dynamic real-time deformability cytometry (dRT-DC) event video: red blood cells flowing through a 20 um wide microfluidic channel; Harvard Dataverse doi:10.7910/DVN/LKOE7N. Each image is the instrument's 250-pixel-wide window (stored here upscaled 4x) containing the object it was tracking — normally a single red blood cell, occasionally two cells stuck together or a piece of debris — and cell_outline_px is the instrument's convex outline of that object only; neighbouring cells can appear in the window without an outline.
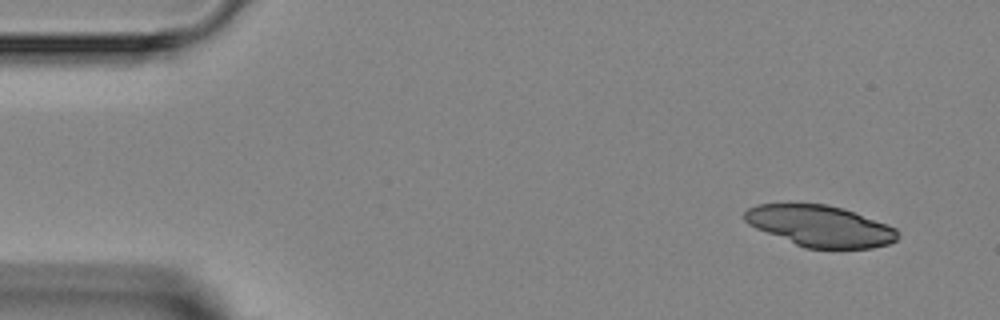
{"species": "Egyptian fruit bat (a non-hibernating species)", "species_latin": "Rousettus aegyptiacus", "temperature_condition": "room temperature", "stored_images_in_passage": 5, "camera_frame_rate_fps": 3000, "um_per_image_px": 0.085, "animal": {"sex": "female"}, "frame": {"image": 1, "passage_image": 1, "time_ms": 0.0, "image_size_px": [1000, 320], "cell_outline_px": [[900, 236], [896, 240], [888, 244], [872, 248], [804, 248], [756, 228], [748, 224], [744, 220], [744, 212], [748, 208], [756, 204], [788, 200], [828, 204], [844, 208], [888, 224], [896, 228], [900, 232]], "centroid_in_image_um": [69.67, 19.15], "position_along_channel_um": 15.3, "area_um2": 37.92}}